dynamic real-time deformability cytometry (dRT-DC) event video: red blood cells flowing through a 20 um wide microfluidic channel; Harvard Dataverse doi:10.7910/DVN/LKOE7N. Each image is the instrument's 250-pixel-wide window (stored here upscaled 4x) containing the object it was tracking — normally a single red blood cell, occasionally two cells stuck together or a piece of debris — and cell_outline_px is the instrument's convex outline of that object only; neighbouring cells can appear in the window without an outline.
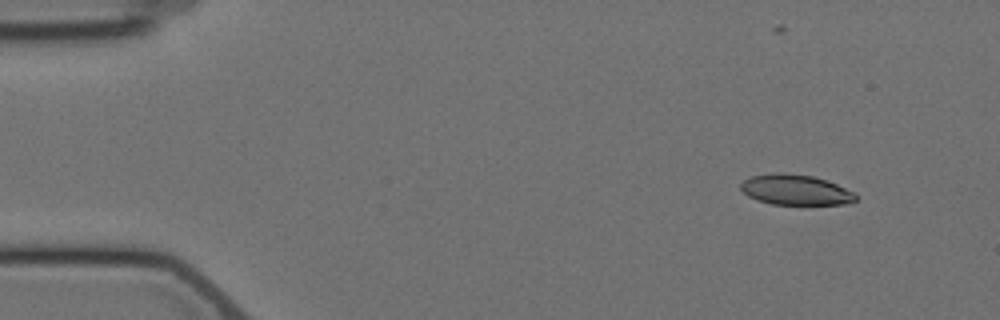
{"species": "Egyptian fruit bat (a non-hibernating species)", "species_latin": "Rousettus aegyptiacus", "temperature_condition": "cold", "stored_images_in_passage": 12, "camera_frame_rate_fps": 3000, "um_per_image_px": 0.085, "animal": {"sex": "female"}, "frame": {"image": 1, "passage_image": 1, "time_ms": 0.0, "image_size_px": [1000, 320], "cell_outline_px": [[856, 200], [844, 204], [772, 204], [748, 196], [740, 188], [740, 184], [744, 180], [752, 176], [776, 172], [784, 172], [812, 176], [836, 184], [856, 192]], "centroid_in_image_um": [67.62, 16.12], "position_along_channel_um": 17.4, "area_um2": 20.17}}
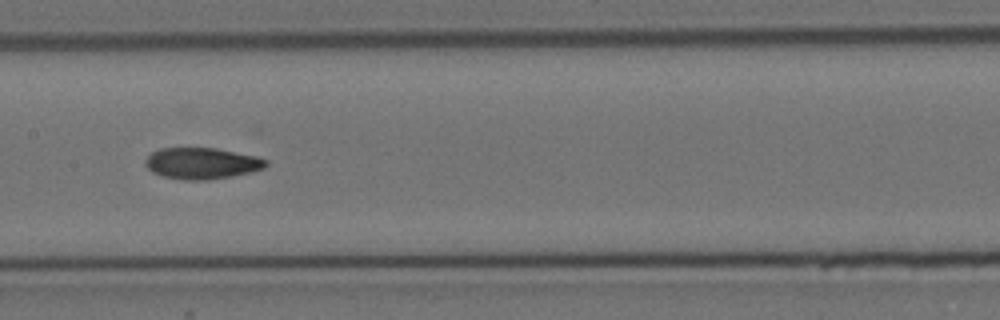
{"frame": {"image": 2, "passage_image": 7, "time_ms": 7.667, "image_size_px": [1000, 320], "cell_outline_px": [[268, 164], [264, 168], [232, 176], [208, 180], [184, 180], [164, 176], [152, 172], [144, 164], [144, 160], [152, 152], [160, 148], [216, 148], [256, 156], [268, 160]], "centroid_in_image_um": [17.14, 13.88], "position_along_channel_um": 190.3, "area_um2": 21.96}}
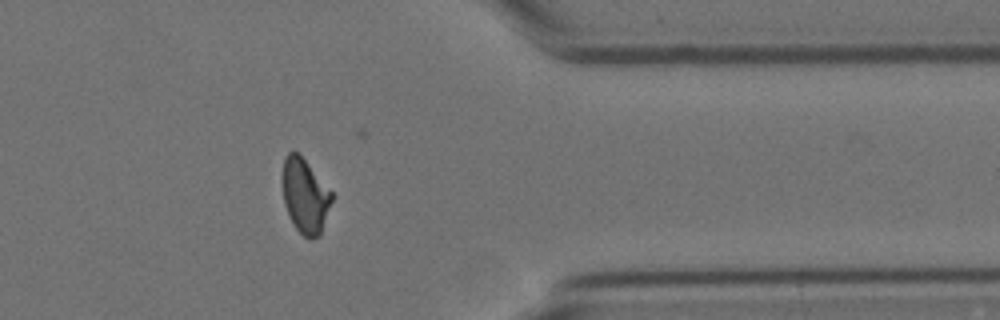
{"frame": {"image": 3, "passage_image": 12, "time_ms": 13.667, "image_size_px": [1000, 320], "cell_outline_px": [[332, 200], [320, 236], [312, 240], [308, 240], [292, 224], [284, 204], [284, 156], [288, 152], [296, 152], [304, 160], [332, 192]], "centroid_in_image_um": [25.94, 16.72], "position_along_channel_um": 385.5, "area_um2": 20.92}, "authors_computed_cell_mechanics": {"area_um2": 21.9929, "velocity_mm_per_s": 3.4924, "shape_relaxation_time_tau1_ms": null, "shape_relaxation_time_tau2_ms": 5.0684, "deformation_change_tau1": null, "deformation_change_tau2": 0.1122}}